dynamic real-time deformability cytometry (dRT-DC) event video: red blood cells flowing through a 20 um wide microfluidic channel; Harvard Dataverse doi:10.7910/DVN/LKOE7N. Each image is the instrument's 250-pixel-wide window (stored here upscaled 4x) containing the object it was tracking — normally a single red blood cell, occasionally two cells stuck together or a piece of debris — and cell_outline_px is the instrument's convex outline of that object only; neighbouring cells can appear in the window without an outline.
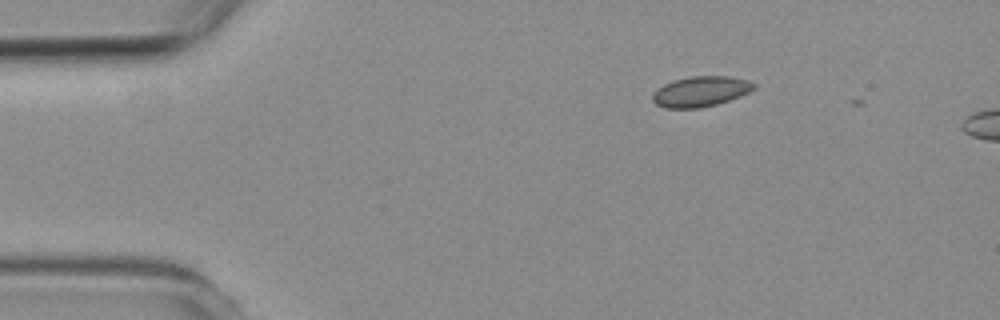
{"species": "common noctule bat (a hibernating species)", "species_latin": "Nyctalus noctula", "temperature_condition": "room temperature", "stored_images_in_passage": 2, "camera_frame_rate_fps": 3000, "um_per_image_px": 0.085, "animal": {"sex": "female", "body_mass_g": 19.3, "forearm_length_mm": 54.1}, "frame": {"image": 1, "passage_image": 1, "time_ms": 0.0, "image_size_px": [1000, 320], "cell_outline_px": [[756, 88], [740, 96], [716, 104], [700, 108], [664, 108], [656, 104], [652, 100], [652, 92], [656, 88], [672, 80], [692, 76], [728, 76], [748, 80], [756, 84]], "centroid_in_image_um": [59.52, 7.77], "position_along_channel_um": 25.5, "area_um2": 18.03}}